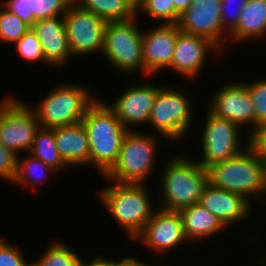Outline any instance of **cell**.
I'll return each instance as SVG.
<instances>
[{"label": "cell", "instance_id": "obj_1", "mask_svg": "<svg viewBox=\"0 0 266 266\" xmlns=\"http://www.w3.org/2000/svg\"><path fill=\"white\" fill-rule=\"evenodd\" d=\"M90 147V165L103 177L116 164L128 130L104 101L98 98L87 108L81 121Z\"/></svg>", "mask_w": 266, "mask_h": 266}, {"label": "cell", "instance_id": "obj_2", "mask_svg": "<svg viewBox=\"0 0 266 266\" xmlns=\"http://www.w3.org/2000/svg\"><path fill=\"white\" fill-rule=\"evenodd\" d=\"M208 182L247 200L266 193V162L248 145L237 156L207 168Z\"/></svg>", "mask_w": 266, "mask_h": 266}, {"label": "cell", "instance_id": "obj_3", "mask_svg": "<svg viewBox=\"0 0 266 266\" xmlns=\"http://www.w3.org/2000/svg\"><path fill=\"white\" fill-rule=\"evenodd\" d=\"M161 181V208L167 211H180L199 203L208 184V173L196 160L194 162L176 155L163 169Z\"/></svg>", "mask_w": 266, "mask_h": 266}, {"label": "cell", "instance_id": "obj_4", "mask_svg": "<svg viewBox=\"0 0 266 266\" xmlns=\"http://www.w3.org/2000/svg\"><path fill=\"white\" fill-rule=\"evenodd\" d=\"M111 183L100 191V201L133 240L153 216L150 195L145 184Z\"/></svg>", "mask_w": 266, "mask_h": 266}, {"label": "cell", "instance_id": "obj_5", "mask_svg": "<svg viewBox=\"0 0 266 266\" xmlns=\"http://www.w3.org/2000/svg\"><path fill=\"white\" fill-rule=\"evenodd\" d=\"M87 89L75 84L55 87L33 108L39 125L54 129L80 123L87 108L96 100Z\"/></svg>", "mask_w": 266, "mask_h": 266}, {"label": "cell", "instance_id": "obj_6", "mask_svg": "<svg viewBox=\"0 0 266 266\" xmlns=\"http://www.w3.org/2000/svg\"><path fill=\"white\" fill-rule=\"evenodd\" d=\"M134 131L128 130L116 164L105 175L109 182L145 184L154 169L157 137Z\"/></svg>", "mask_w": 266, "mask_h": 266}, {"label": "cell", "instance_id": "obj_7", "mask_svg": "<svg viewBox=\"0 0 266 266\" xmlns=\"http://www.w3.org/2000/svg\"><path fill=\"white\" fill-rule=\"evenodd\" d=\"M137 17L138 15L128 21L109 22L104 31L101 53L115 69L124 73L138 70L144 74L143 32L135 22Z\"/></svg>", "mask_w": 266, "mask_h": 266}, {"label": "cell", "instance_id": "obj_8", "mask_svg": "<svg viewBox=\"0 0 266 266\" xmlns=\"http://www.w3.org/2000/svg\"><path fill=\"white\" fill-rule=\"evenodd\" d=\"M39 127L36 114L28 104L12 96L0 102V143L17 156L18 151H30Z\"/></svg>", "mask_w": 266, "mask_h": 266}, {"label": "cell", "instance_id": "obj_9", "mask_svg": "<svg viewBox=\"0 0 266 266\" xmlns=\"http://www.w3.org/2000/svg\"><path fill=\"white\" fill-rule=\"evenodd\" d=\"M183 93L161 87L152 107L148 123L167 140L176 141L189 131L193 108L189 97Z\"/></svg>", "mask_w": 266, "mask_h": 266}, {"label": "cell", "instance_id": "obj_10", "mask_svg": "<svg viewBox=\"0 0 266 266\" xmlns=\"http://www.w3.org/2000/svg\"><path fill=\"white\" fill-rule=\"evenodd\" d=\"M68 44L73 56H83L103 50L106 22L83 9L75 1L63 16Z\"/></svg>", "mask_w": 266, "mask_h": 266}, {"label": "cell", "instance_id": "obj_11", "mask_svg": "<svg viewBox=\"0 0 266 266\" xmlns=\"http://www.w3.org/2000/svg\"><path fill=\"white\" fill-rule=\"evenodd\" d=\"M207 120L201 139L203 159L198 163L205 169L219 162H224L237 156L241 148L240 127L229 120L207 113Z\"/></svg>", "mask_w": 266, "mask_h": 266}, {"label": "cell", "instance_id": "obj_12", "mask_svg": "<svg viewBox=\"0 0 266 266\" xmlns=\"http://www.w3.org/2000/svg\"><path fill=\"white\" fill-rule=\"evenodd\" d=\"M177 25L183 32L209 39L218 48L229 36L221 22V0H192Z\"/></svg>", "mask_w": 266, "mask_h": 266}, {"label": "cell", "instance_id": "obj_13", "mask_svg": "<svg viewBox=\"0 0 266 266\" xmlns=\"http://www.w3.org/2000/svg\"><path fill=\"white\" fill-rule=\"evenodd\" d=\"M212 98L208 110L215 116L229 120L241 128L243 125H251V131L256 127L254 102L245 83H229Z\"/></svg>", "mask_w": 266, "mask_h": 266}, {"label": "cell", "instance_id": "obj_14", "mask_svg": "<svg viewBox=\"0 0 266 266\" xmlns=\"http://www.w3.org/2000/svg\"><path fill=\"white\" fill-rule=\"evenodd\" d=\"M155 252H165L179 246L185 237L183 222L179 211L160 209L145 224L143 230L134 238Z\"/></svg>", "mask_w": 266, "mask_h": 266}, {"label": "cell", "instance_id": "obj_15", "mask_svg": "<svg viewBox=\"0 0 266 266\" xmlns=\"http://www.w3.org/2000/svg\"><path fill=\"white\" fill-rule=\"evenodd\" d=\"M160 86L138 85L124 91L108 107L114 112L127 130L130 126L147 124Z\"/></svg>", "mask_w": 266, "mask_h": 266}, {"label": "cell", "instance_id": "obj_16", "mask_svg": "<svg viewBox=\"0 0 266 266\" xmlns=\"http://www.w3.org/2000/svg\"><path fill=\"white\" fill-rule=\"evenodd\" d=\"M213 50L218 51V47L209 39L179 30L170 69L185 78L196 77L204 68L207 54Z\"/></svg>", "mask_w": 266, "mask_h": 266}, {"label": "cell", "instance_id": "obj_17", "mask_svg": "<svg viewBox=\"0 0 266 266\" xmlns=\"http://www.w3.org/2000/svg\"><path fill=\"white\" fill-rule=\"evenodd\" d=\"M179 27L177 24H160L142 33L144 74L154 75L170 68Z\"/></svg>", "mask_w": 266, "mask_h": 266}, {"label": "cell", "instance_id": "obj_18", "mask_svg": "<svg viewBox=\"0 0 266 266\" xmlns=\"http://www.w3.org/2000/svg\"><path fill=\"white\" fill-rule=\"evenodd\" d=\"M31 29L42 45L46 64L59 67L72 57L63 16L37 20Z\"/></svg>", "mask_w": 266, "mask_h": 266}, {"label": "cell", "instance_id": "obj_19", "mask_svg": "<svg viewBox=\"0 0 266 266\" xmlns=\"http://www.w3.org/2000/svg\"><path fill=\"white\" fill-rule=\"evenodd\" d=\"M244 196L217 188L209 182L205 186L199 203L213 213L225 227L246 219L250 203Z\"/></svg>", "mask_w": 266, "mask_h": 266}, {"label": "cell", "instance_id": "obj_20", "mask_svg": "<svg viewBox=\"0 0 266 266\" xmlns=\"http://www.w3.org/2000/svg\"><path fill=\"white\" fill-rule=\"evenodd\" d=\"M54 139L59 155L69 165H90V147L82 122L54 128Z\"/></svg>", "mask_w": 266, "mask_h": 266}, {"label": "cell", "instance_id": "obj_21", "mask_svg": "<svg viewBox=\"0 0 266 266\" xmlns=\"http://www.w3.org/2000/svg\"><path fill=\"white\" fill-rule=\"evenodd\" d=\"M185 237L188 239H206L227 229L221 221L200 203L181 209Z\"/></svg>", "mask_w": 266, "mask_h": 266}, {"label": "cell", "instance_id": "obj_22", "mask_svg": "<svg viewBox=\"0 0 266 266\" xmlns=\"http://www.w3.org/2000/svg\"><path fill=\"white\" fill-rule=\"evenodd\" d=\"M266 35V0H248L236 28L229 34L230 40L246 41ZM232 38V39H231Z\"/></svg>", "mask_w": 266, "mask_h": 266}, {"label": "cell", "instance_id": "obj_23", "mask_svg": "<svg viewBox=\"0 0 266 266\" xmlns=\"http://www.w3.org/2000/svg\"><path fill=\"white\" fill-rule=\"evenodd\" d=\"M83 9L92 12L106 23L128 21L137 13L125 0H74Z\"/></svg>", "mask_w": 266, "mask_h": 266}, {"label": "cell", "instance_id": "obj_24", "mask_svg": "<svg viewBox=\"0 0 266 266\" xmlns=\"http://www.w3.org/2000/svg\"><path fill=\"white\" fill-rule=\"evenodd\" d=\"M29 153L56 171L67 167L56 147L54 129L40 126L35 133Z\"/></svg>", "mask_w": 266, "mask_h": 266}, {"label": "cell", "instance_id": "obj_25", "mask_svg": "<svg viewBox=\"0 0 266 266\" xmlns=\"http://www.w3.org/2000/svg\"><path fill=\"white\" fill-rule=\"evenodd\" d=\"M51 171L55 172L56 170L47 166L44 162L31 154H29L28 157H17V171L13 183L17 182L19 184H23V186H29L33 183L35 184V182L38 184L37 182L39 181L42 183L43 181L41 177H46L45 174L48 172L50 173ZM35 174L37 175L35 176ZM32 175H34L35 178H33ZM44 179L45 178H43V180Z\"/></svg>", "mask_w": 266, "mask_h": 266}, {"label": "cell", "instance_id": "obj_26", "mask_svg": "<svg viewBox=\"0 0 266 266\" xmlns=\"http://www.w3.org/2000/svg\"><path fill=\"white\" fill-rule=\"evenodd\" d=\"M78 256L69 246L55 241L34 262L37 266H79L81 258Z\"/></svg>", "mask_w": 266, "mask_h": 266}, {"label": "cell", "instance_id": "obj_27", "mask_svg": "<svg viewBox=\"0 0 266 266\" xmlns=\"http://www.w3.org/2000/svg\"><path fill=\"white\" fill-rule=\"evenodd\" d=\"M146 13L149 17L164 22V24H177L180 14L175 10L171 0H144L142 7L138 10Z\"/></svg>", "mask_w": 266, "mask_h": 266}, {"label": "cell", "instance_id": "obj_28", "mask_svg": "<svg viewBox=\"0 0 266 266\" xmlns=\"http://www.w3.org/2000/svg\"><path fill=\"white\" fill-rule=\"evenodd\" d=\"M31 27L7 9L0 11V40L16 43Z\"/></svg>", "mask_w": 266, "mask_h": 266}, {"label": "cell", "instance_id": "obj_29", "mask_svg": "<svg viewBox=\"0 0 266 266\" xmlns=\"http://www.w3.org/2000/svg\"><path fill=\"white\" fill-rule=\"evenodd\" d=\"M74 0H32V14L35 21L64 16Z\"/></svg>", "mask_w": 266, "mask_h": 266}, {"label": "cell", "instance_id": "obj_30", "mask_svg": "<svg viewBox=\"0 0 266 266\" xmlns=\"http://www.w3.org/2000/svg\"><path fill=\"white\" fill-rule=\"evenodd\" d=\"M15 44L17 52L27 62L45 61L42 45L31 28Z\"/></svg>", "mask_w": 266, "mask_h": 266}, {"label": "cell", "instance_id": "obj_31", "mask_svg": "<svg viewBox=\"0 0 266 266\" xmlns=\"http://www.w3.org/2000/svg\"><path fill=\"white\" fill-rule=\"evenodd\" d=\"M254 102L256 126L266 123V79L246 83Z\"/></svg>", "mask_w": 266, "mask_h": 266}, {"label": "cell", "instance_id": "obj_32", "mask_svg": "<svg viewBox=\"0 0 266 266\" xmlns=\"http://www.w3.org/2000/svg\"><path fill=\"white\" fill-rule=\"evenodd\" d=\"M247 2L248 0H221V22L229 34L236 28Z\"/></svg>", "mask_w": 266, "mask_h": 266}, {"label": "cell", "instance_id": "obj_33", "mask_svg": "<svg viewBox=\"0 0 266 266\" xmlns=\"http://www.w3.org/2000/svg\"><path fill=\"white\" fill-rule=\"evenodd\" d=\"M5 9H7L13 15L18 16L22 21L28 24L30 27L36 22L33 19L32 0H7L2 3Z\"/></svg>", "mask_w": 266, "mask_h": 266}, {"label": "cell", "instance_id": "obj_34", "mask_svg": "<svg viewBox=\"0 0 266 266\" xmlns=\"http://www.w3.org/2000/svg\"><path fill=\"white\" fill-rule=\"evenodd\" d=\"M22 252L0 238V266H27Z\"/></svg>", "mask_w": 266, "mask_h": 266}, {"label": "cell", "instance_id": "obj_35", "mask_svg": "<svg viewBox=\"0 0 266 266\" xmlns=\"http://www.w3.org/2000/svg\"><path fill=\"white\" fill-rule=\"evenodd\" d=\"M17 155L0 143V177L13 182L17 171Z\"/></svg>", "mask_w": 266, "mask_h": 266}, {"label": "cell", "instance_id": "obj_36", "mask_svg": "<svg viewBox=\"0 0 266 266\" xmlns=\"http://www.w3.org/2000/svg\"><path fill=\"white\" fill-rule=\"evenodd\" d=\"M248 145L264 162H266V123L256 126L249 132Z\"/></svg>", "mask_w": 266, "mask_h": 266}, {"label": "cell", "instance_id": "obj_37", "mask_svg": "<svg viewBox=\"0 0 266 266\" xmlns=\"http://www.w3.org/2000/svg\"><path fill=\"white\" fill-rule=\"evenodd\" d=\"M79 266H116V261L107 260L106 258H103L102 255H99L95 257L90 263L82 261L81 259Z\"/></svg>", "mask_w": 266, "mask_h": 266}, {"label": "cell", "instance_id": "obj_38", "mask_svg": "<svg viewBox=\"0 0 266 266\" xmlns=\"http://www.w3.org/2000/svg\"><path fill=\"white\" fill-rule=\"evenodd\" d=\"M116 266H148L147 263L139 261L134 257H125L116 262Z\"/></svg>", "mask_w": 266, "mask_h": 266}, {"label": "cell", "instance_id": "obj_39", "mask_svg": "<svg viewBox=\"0 0 266 266\" xmlns=\"http://www.w3.org/2000/svg\"><path fill=\"white\" fill-rule=\"evenodd\" d=\"M175 10L181 15L190 5L192 0H171Z\"/></svg>", "mask_w": 266, "mask_h": 266}, {"label": "cell", "instance_id": "obj_40", "mask_svg": "<svg viewBox=\"0 0 266 266\" xmlns=\"http://www.w3.org/2000/svg\"><path fill=\"white\" fill-rule=\"evenodd\" d=\"M128 5L137 13L142 7L144 0H125Z\"/></svg>", "mask_w": 266, "mask_h": 266}, {"label": "cell", "instance_id": "obj_41", "mask_svg": "<svg viewBox=\"0 0 266 266\" xmlns=\"http://www.w3.org/2000/svg\"><path fill=\"white\" fill-rule=\"evenodd\" d=\"M27 266H37V264L33 261L32 263H29Z\"/></svg>", "mask_w": 266, "mask_h": 266}]
</instances>
